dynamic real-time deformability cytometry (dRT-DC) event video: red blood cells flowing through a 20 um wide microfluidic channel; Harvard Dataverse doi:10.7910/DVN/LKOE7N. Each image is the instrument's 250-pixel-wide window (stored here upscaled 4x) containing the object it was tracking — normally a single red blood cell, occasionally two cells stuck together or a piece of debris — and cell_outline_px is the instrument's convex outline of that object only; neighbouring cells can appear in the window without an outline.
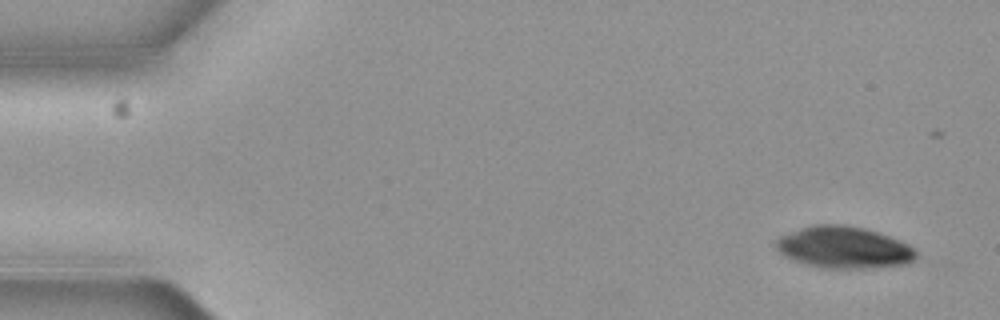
{"species": "common noctule bat (a hibernating species)", "species_latin": "Nyctalus noctula", "temperature_condition": "cold", "stored_images_in_passage": 5, "segment_of_instrument_passage": [1, 2], "camera_frame_rate_fps": 3000, "um_per_image_px": 0.085, "animal": {"sex": "female", "body_mass_g": 19.3, "forearm_length_mm": 54.1}, "frame": {"image": 1, "passage_image": 1, "time_ms": 0.0, "image_size_px": [1000, 320], "cell_outline_px": [[916, 260], [908, 264], [872, 268], [820, 268], [792, 260], [784, 256], [776, 248], [776, 240], [780, 236], [800, 228], [816, 224], [840, 224], [864, 228], [880, 232], [900, 240], [908, 244], [916, 252]], "centroid_in_image_um": [71.74, 21.04], "position_along_channel_um": 13.3, "area_um2": 34.33}}